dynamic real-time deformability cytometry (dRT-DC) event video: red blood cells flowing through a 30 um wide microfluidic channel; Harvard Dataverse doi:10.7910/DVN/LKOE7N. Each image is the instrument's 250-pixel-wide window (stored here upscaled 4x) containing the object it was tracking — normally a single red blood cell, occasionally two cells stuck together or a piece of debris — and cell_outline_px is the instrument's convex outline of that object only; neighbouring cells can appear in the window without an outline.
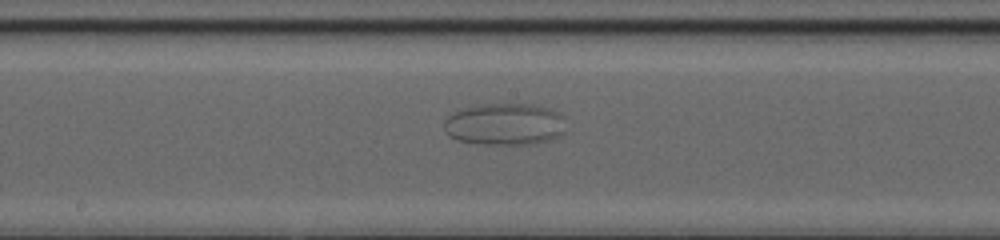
{"species": "common noctule bat (a hibernating species)", "species_latin": "Nyctalus noctula", "temperature_condition": "cold", "stored_images_in_passage": 59, "camera_frame_rate_fps": 3000, "um_per_image_px": 0.085, "animal": {"sex": "female", "body_mass_g": 20.0, "forearm_length_mm": 54.0}, "frame": {"image": 1, "passage_image": 35, "time_ms": 11.333, "image_size_px": [1000, 240], "cell_outline_px": [[564, 132], [560, 136], [548, 140], [532, 144], [480, 144], [456, 140], [448, 136], [444, 124], [444, 120], [448, 116], [460, 108], [472, 104], [536, 104], [548, 108], [556, 112], [560, 116]], "centroid_in_image_um": [42.83, 10.55], "position_along_channel_um": 205.4, "area_um2": 29.88}}